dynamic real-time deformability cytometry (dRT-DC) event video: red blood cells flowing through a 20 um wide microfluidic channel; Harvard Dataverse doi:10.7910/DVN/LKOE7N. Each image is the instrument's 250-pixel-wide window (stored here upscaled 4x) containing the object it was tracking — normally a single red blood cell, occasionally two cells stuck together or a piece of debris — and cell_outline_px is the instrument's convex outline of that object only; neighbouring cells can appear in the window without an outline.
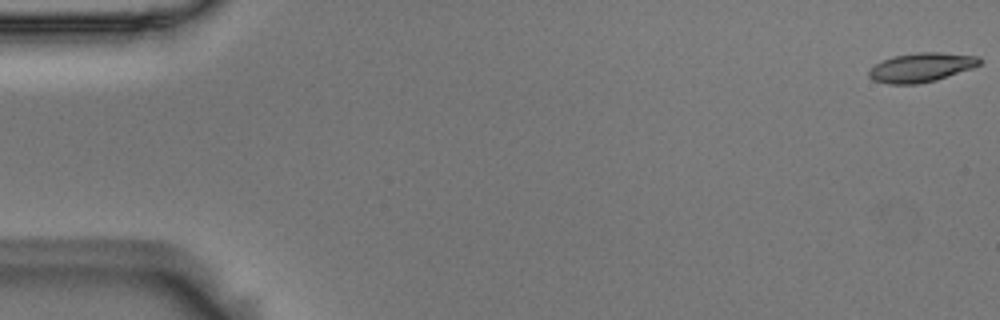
{"species": "Egyptian fruit bat (a non-hibernating species)", "species_latin": "Rousettus aegyptiacus", "temperature_condition": "room temperature", "stored_images_in_passage": 55, "camera_frame_rate_fps": 3000, "um_per_image_px": 0.085, "animal": {"sex": "male"}, "frame": {"image": 1, "passage_image": 1, "time_ms": 0.0, "image_size_px": [1000, 320], "cell_outline_px": [[980, 64], [972, 68], [936, 80], [916, 84], [888, 84], [872, 80], [868, 76], [868, 72], [876, 64], [892, 56], [916, 52], [940, 52], [980, 56]], "centroid_in_image_um": [78.3, 5.72], "position_along_channel_um": 6.7, "area_um2": 18.79}}
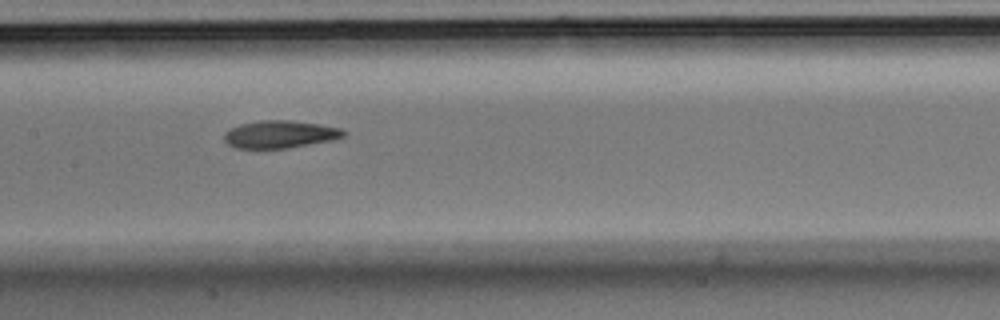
{"frame": {"image": 2, "passage_image": 27, "time_ms": 8.667, "image_size_px": [1000, 320], "cell_outline_px": [[348, 132], [344, 136], [332, 140], [288, 148], [236, 148], [228, 144], [224, 140], [224, 132], [240, 124], [260, 120], [288, 120], [320, 124], [340, 128]], "centroid_in_image_um": [23.8, 11.41], "position_along_channel_um": 183.6, "area_um2": 19.13}}
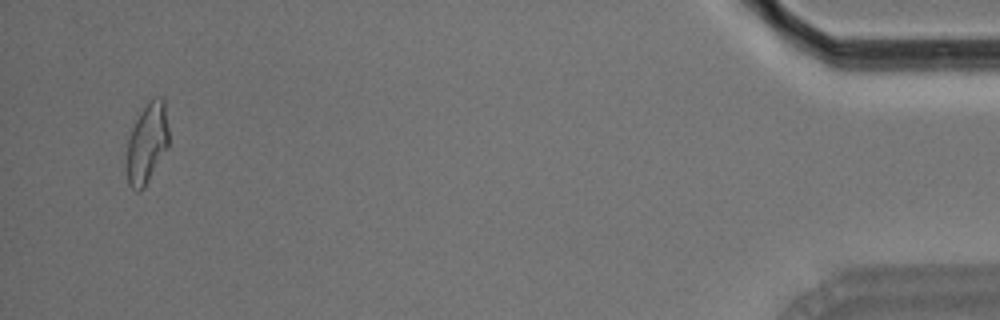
{"frame": {"image": 3, "passage_image": 53, "time_ms": 17.333, "image_size_px": [1000, 320], "cell_outline_px": [[168, 144], [144, 188], [140, 192], [136, 192], [128, 184], [128, 140], [132, 128], [140, 112], [148, 100], [156, 96], [160, 96], [164, 100], [168, 128]], "centroid_in_image_um": [12.5, 12.13], "position_along_channel_um": 422.7, "area_um2": 19.19}, "authors_computed_cell_mechanics": {"area_um2": 19.2474, "velocity_mm_per_s": 3.698, "shape_relaxation_time_tau1_ms": 8.8946, "shape_relaxation_time_tau2_ms": 4.5359, "deformation_change_tau1": 0.2481, "deformation_change_tau2": 0.1098}}